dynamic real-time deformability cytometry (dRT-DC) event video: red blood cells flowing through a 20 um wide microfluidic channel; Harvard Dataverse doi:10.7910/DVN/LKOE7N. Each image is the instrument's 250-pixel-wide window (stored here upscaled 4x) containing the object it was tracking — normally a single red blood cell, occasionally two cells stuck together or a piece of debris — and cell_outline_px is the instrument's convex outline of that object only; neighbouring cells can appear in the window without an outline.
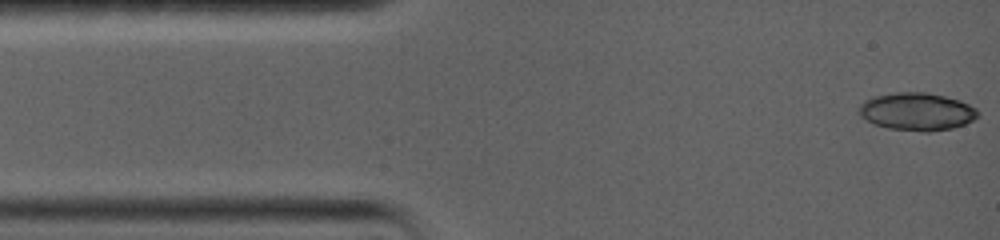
{"species": "common noctule bat (a hibernating species)", "species_latin": "Nyctalus noctula", "temperature_condition": "warm", "stored_images_in_passage": 8, "camera_frame_rate_fps": 5000, "um_per_image_px": 0.085, "animal": {"sex": "female", "body_mass_g": 19.0, "forearm_length_mm": 56.7}, "frame": {"image": 1, "passage_image": 1, "time_ms": 0.0, "image_size_px": [1000, 240], "cell_outline_px": [[980, 112], [972, 120], [964, 124], [952, 128], [928, 132], [920, 132], [888, 128], [876, 124], [860, 116], [860, 104], [864, 100], [872, 96], [896, 92], [928, 92], [960, 100], [976, 108]], "centroid_in_image_um": [77.94, 9.47], "position_along_channel_um": 7.1, "area_um2": 26.13}}